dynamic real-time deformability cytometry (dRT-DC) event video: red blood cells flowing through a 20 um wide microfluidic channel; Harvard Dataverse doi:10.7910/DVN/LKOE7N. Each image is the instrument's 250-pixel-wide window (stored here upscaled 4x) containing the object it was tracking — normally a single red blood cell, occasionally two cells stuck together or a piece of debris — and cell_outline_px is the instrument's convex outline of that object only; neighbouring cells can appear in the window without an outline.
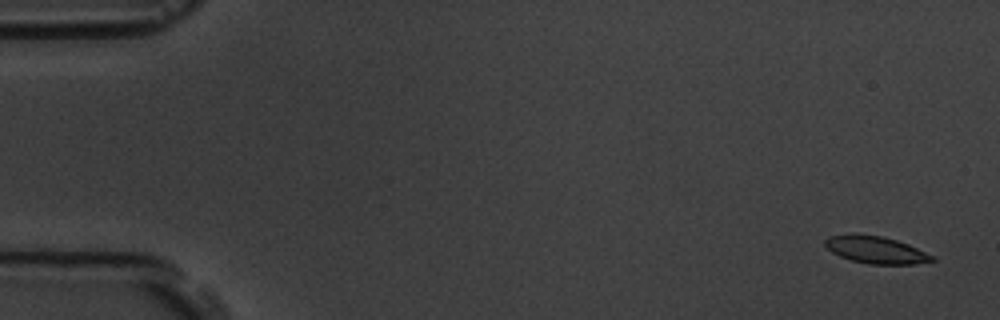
{"species": "common noctule bat (a hibernating species)", "species_latin": "Nyctalus noctula", "temperature_condition": "room temperature", "stored_images_in_passage": 6, "camera_frame_rate_fps": 3000, "um_per_image_px": 0.085, "animal": {"sex": "male", "body_mass_g": 19.5, "forearm_length_mm": 54.6}, "frame": {"image": 1, "passage_image": 1, "time_ms": 0.0, "image_size_px": [1000, 320], "cell_outline_px": [[936, 260], [916, 264], [868, 264], [852, 260], [840, 256], [832, 252], [824, 244], [824, 240], [832, 236], [852, 232], [856, 232], [884, 236], [908, 244], [932, 256]], "centroid_in_image_um": [74.4, 21.21], "position_along_channel_um": 10.6, "area_um2": 17.05}}